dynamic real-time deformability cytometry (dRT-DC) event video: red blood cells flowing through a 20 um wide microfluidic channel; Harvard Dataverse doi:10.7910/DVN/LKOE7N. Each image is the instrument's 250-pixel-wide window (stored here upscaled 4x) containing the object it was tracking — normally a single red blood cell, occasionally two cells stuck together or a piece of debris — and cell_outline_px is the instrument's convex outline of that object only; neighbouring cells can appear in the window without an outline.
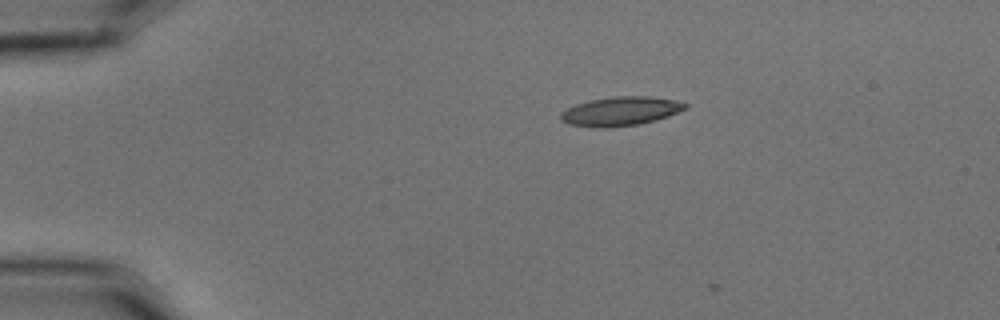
{"species": "common noctule bat (a hibernating species)", "species_latin": "Nyctalus noctula", "temperature_condition": "cold", "stored_images_in_passage": 2, "camera_frame_rate_fps": 3000, "um_per_image_px": 0.085, "animal": {"sex": "male", "body_mass_g": 15.6}, "frame": {"image": 1, "passage_image": 1, "time_ms": 0.0, "image_size_px": [1000, 320], "cell_outline_px": [[688, 108], [668, 116], [656, 120], [640, 124], [604, 128], [596, 128], [568, 124], [560, 120], [560, 112], [576, 104], [588, 100], [612, 96], [648, 96], [676, 100], [688, 104]], "centroid_in_image_um": [52.73, 9.45], "position_along_channel_um": 32.3, "area_um2": 21.27}}